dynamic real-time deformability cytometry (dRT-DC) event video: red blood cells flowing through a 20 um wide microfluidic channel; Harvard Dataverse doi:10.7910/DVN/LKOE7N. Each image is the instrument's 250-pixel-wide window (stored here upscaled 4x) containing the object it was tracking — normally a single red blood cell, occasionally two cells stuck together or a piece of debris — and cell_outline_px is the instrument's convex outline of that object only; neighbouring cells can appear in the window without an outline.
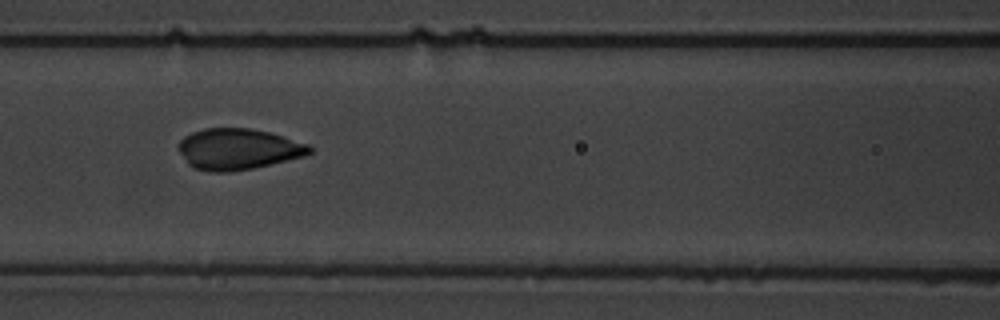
{"species": "common noctule bat (a hibernating species)", "species_latin": "Nyctalus noctula", "temperature_condition": "warm", "stored_images_in_passage": 12, "camera_frame_rate_fps": 3000, "um_per_image_px": 0.085, "animal": {"sex": "male", "body_mass_g": 19.5, "forearm_length_mm": 54.6}, "frame": {"image": 1, "passage_image": 7, "time_ms": 7.667, "image_size_px": [1000, 320], "cell_outline_px": [[312, 152], [304, 156], [252, 168], [228, 172], [212, 172], [196, 168], [188, 164], [176, 148], [180, 140], [184, 136], [192, 132], [204, 128], [248, 128], [268, 132], [308, 144], [312, 148]], "centroid_in_image_um": [20.19, 12.67], "position_along_channel_um": 146.4, "area_um2": 31.15}}
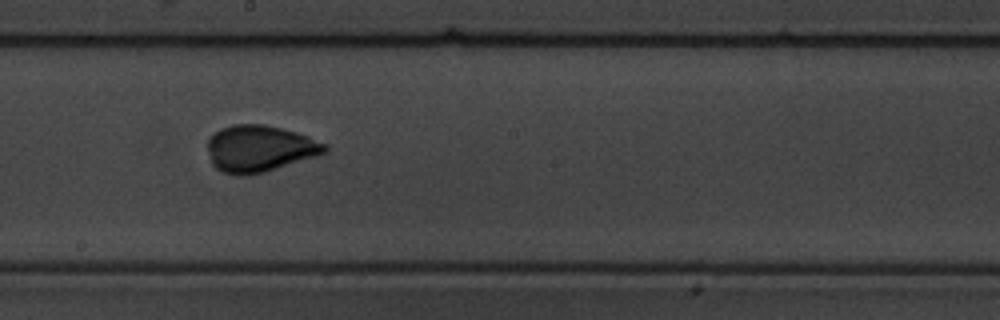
{"frame": {"image": 2, "passage_image": 9, "time_ms": 10.0, "image_size_px": [1000, 320], "cell_outline_px": [[328, 152], [316, 156], [264, 172], [244, 176], [240, 176], [224, 172], [216, 168], [212, 164], [208, 148], [208, 140], [220, 128], [232, 124], [264, 124], [296, 132], [308, 136], [328, 144]], "centroid_in_image_um": [22.09, 12.62], "position_along_channel_um": 226.1, "area_um2": 31.79}}
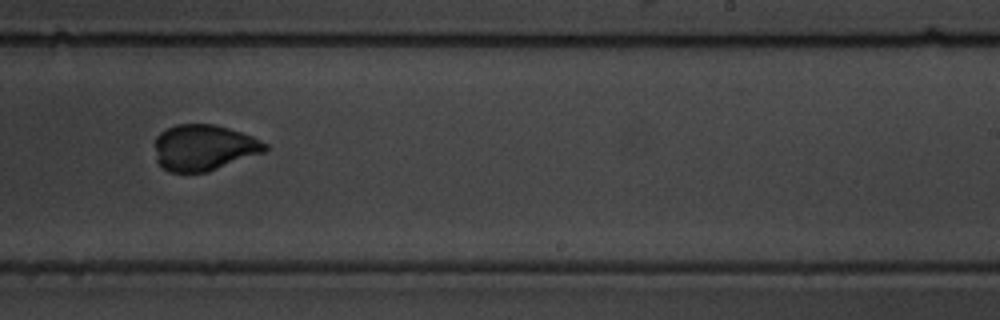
{"frame": {"image": 3, "passage_image": 10, "time_ms": 11.333, "image_size_px": [1000, 320], "cell_outline_px": [[268, 148], [264, 152], [208, 172], [168, 172], [156, 160], [156, 136], [160, 132], [176, 124], [216, 124], [252, 136], [268, 144]], "centroid_in_image_um": [17.33, 12.54], "position_along_channel_um": 271.7, "area_um2": 29.48}}